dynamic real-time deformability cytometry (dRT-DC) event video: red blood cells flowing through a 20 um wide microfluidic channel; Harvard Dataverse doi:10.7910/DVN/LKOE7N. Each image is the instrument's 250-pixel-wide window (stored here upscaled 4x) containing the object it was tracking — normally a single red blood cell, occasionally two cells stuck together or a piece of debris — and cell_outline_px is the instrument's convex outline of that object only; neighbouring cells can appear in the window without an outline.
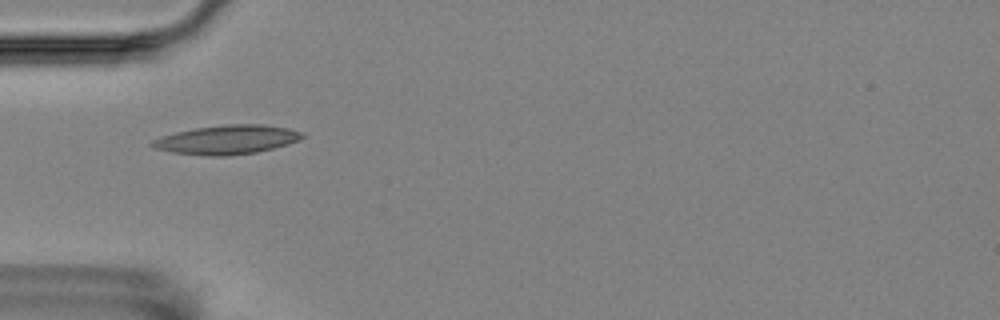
{"species": "Egyptian fruit bat (a non-hibernating species)", "species_latin": "Rousettus aegyptiacus", "temperature_condition": "room temperature", "stored_images_in_passage": 11, "camera_frame_rate_fps": 3000, "um_per_image_px": 0.085, "animal": {"sex": "female"}, "frame": {"image": 1, "passage_image": 1, "time_ms": 0.0, "image_size_px": [1000, 320], "cell_outline_px": [[304, 136], [300, 140], [288, 144], [256, 152], [224, 156], [208, 156], [172, 152], [156, 148], [148, 144], [152, 140], [160, 136], [176, 132], [196, 128], [224, 124], [264, 124], [288, 128], [304, 132]], "centroid_in_image_um": [19.3, 11.86], "position_along_channel_um": 65.7, "area_um2": 25.43}}
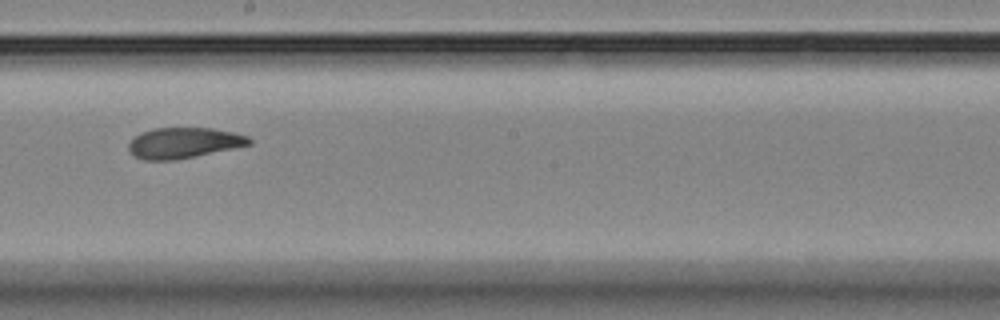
{"frame": {"image": 2, "passage_image": 5, "time_ms": 4.667, "image_size_px": [1000, 320], "cell_outline_px": [[252, 144], [196, 156], [176, 160], [144, 160], [132, 156], [128, 152], [128, 144], [140, 132], [152, 128], [212, 128], [236, 132], [248, 136], [252, 140]], "centroid_in_image_um": [15.6, 12.14], "position_along_channel_um": 232.6, "area_um2": 21.79}}
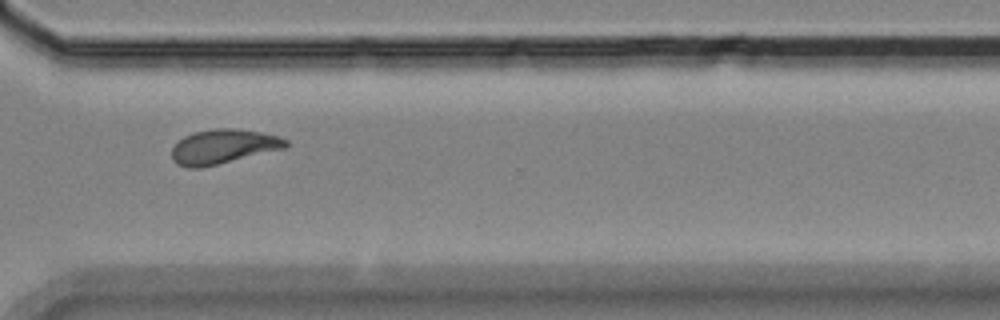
{"frame": {"image": 3, "passage_image": 8, "time_ms": 8.0, "image_size_px": [1000, 320], "cell_outline_px": [[288, 148], [200, 168], [188, 168], [176, 164], [172, 160], [172, 148], [184, 136], [192, 132], [216, 128], [236, 128], [260, 132], [280, 136], [288, 140]], "centroid_in_image_um": [19.0, 12.46], "position_along_channel_um": 351.6, "area_um2": 23.12}, "authors_computed_cell_mechanics": {"area_um2": 21.7906, "velocity_mm_per_s": 3.5786, "shape_relaxation_time_tau1_ms": null, "shape_relaxation_time_tau2_ms": 5.4282, "deformation_change_tau1": null, "deformation_change_tau2": 0.1026}}